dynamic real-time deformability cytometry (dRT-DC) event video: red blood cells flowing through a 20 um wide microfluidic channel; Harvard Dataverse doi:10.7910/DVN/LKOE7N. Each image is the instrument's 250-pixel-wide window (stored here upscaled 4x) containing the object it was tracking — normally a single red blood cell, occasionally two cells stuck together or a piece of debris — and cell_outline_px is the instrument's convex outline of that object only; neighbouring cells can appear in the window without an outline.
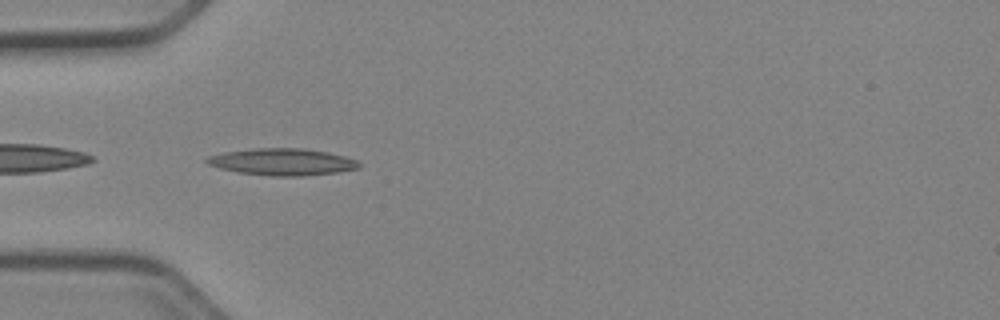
{"species": "Egyptian fruit bat (a non-hibernating species)", "species_latin": "Rousettus aegyptiacus", "temperature_condition": "cold", "stored_images_in_passage": 36, "camera_frame_rate_fps": 3000, "um_per_image_px": 0.085, "animal": {"sex": "female"}, "frame": {"image": 1, "passage_image": 1, "time_ms": 0.0, "image_size_px": [1000, 320], "cell_outline_px": [[360, 168], [336, 172], [304, 176], [272, 176], [240, 172], [220, 168], [208, 164], [204, 160], [208, 156], [224, 152], [256, 148], [304, 148], [328, 152], [344, 156], [356, 160], [360, 164]], "centroid_in_image_um": [24.0, 13.75], "position_along_channel_um": 61.0, "area_um2": 23.7}}
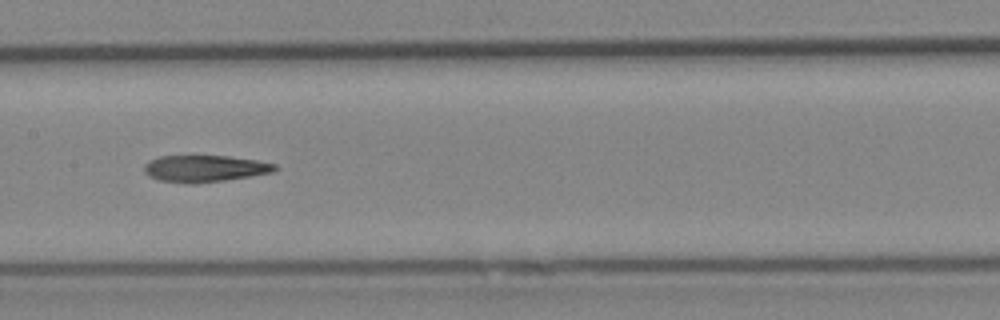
{"frame": {"image": 2, "passage_image": 11, "time_ms": 3.333, "image_size_px": [1000, 320], "cell_outline_px": [[280, 168], [272, 172], [224, 180], [160, 180], [148, 176], [144, 172], [144, 164], [148, 160], [160, 156], [228, 156], [256, 160], [276, 164]], "centroid_in_image_um": [17.43, 14.27], "position_along_channel_um": 190.0, "area_um2": 19.36}}
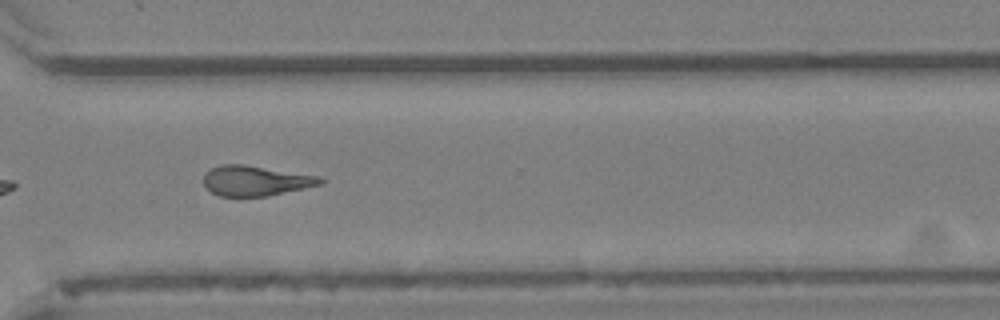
{"frame": {"image": 3, "passage_image": 23, "time_ms": 7.333, "image_size_px": [1000, 320], "cell_outline_px": [[324, 180], [320, 184], [304, 188], [268, 196], [220, 196], [212, 192], [204, 184], [204, 172], [220, 164], [244, 164], [316, 176]], "centroid_in_image_um": [21.66, 15.36], "position_along_channel_um": 348.9, "area_um2": 20.17}, "authors_computed_cell_mechanics": {"area_um2": 20.6924, "velocity_mm_per_s": 3.9843, "shape_relaxation_time_tau1_ms": 11.1701, "shape_relaxation_time_tau2_ms": 7.1311, "deformation_change_tau1": 0.2836, "deformation_change_tau2": 0.1913}}